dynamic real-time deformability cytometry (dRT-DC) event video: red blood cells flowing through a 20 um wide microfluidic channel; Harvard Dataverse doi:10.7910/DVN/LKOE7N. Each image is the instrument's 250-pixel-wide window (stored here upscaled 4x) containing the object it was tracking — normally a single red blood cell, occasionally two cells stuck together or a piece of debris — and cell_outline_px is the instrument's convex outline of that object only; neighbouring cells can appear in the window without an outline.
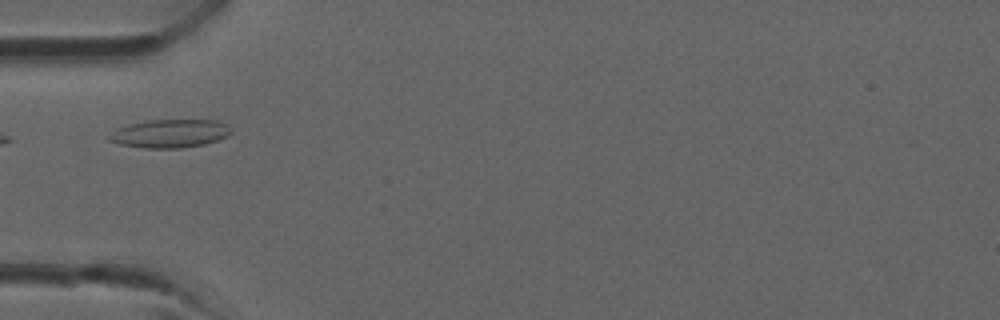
{"species": "common noctule bat (a hibernating species)", "species_latin": "Nyctalus noctula", "temperature_condition": "room temperature", "stored_images_in_passage": 28, "camera_frame_rate_fps": 3000, "um_per_image_px": 0.085, "animal": {"sex": "male", "forearm_length_mm": 52.5}, "frame": {"image": 1, "passage_image": 1, "time_ms": 0.0, "image_size_px": [1000, 320], "cell_outline_px": [[232, 132], [228, 136], [204, 144], [180, 148], [144, 148], [120, 144], [108, 140], [108, 136], [116, 128], [128, 124], [148, 120], [216, 120], [228, 124]], "centroid_in_image_um": [14.44, 11.34], "position_along_channel_um": 70.6, "area_um2": 20.17}}
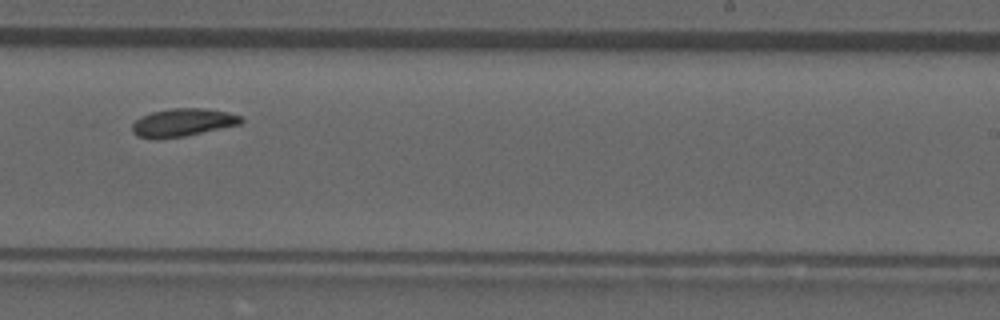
{"frame": {"image": 2, "passage_image": 13, "time_ms": 4.0, "image_size_px": [1000, 320], "cell_outline_px": [[244, 120], [240, 124], [184, 136], [136, 136], [132, 132], [132, 124], [140, 116], [152, 112], [172, 108], [204, 108], [228, 112], [240, 116]], "centroid_in_image_um": [15.56, 10.37], "position_along_channel_um": 273.4, "area_um2": 17.11}}